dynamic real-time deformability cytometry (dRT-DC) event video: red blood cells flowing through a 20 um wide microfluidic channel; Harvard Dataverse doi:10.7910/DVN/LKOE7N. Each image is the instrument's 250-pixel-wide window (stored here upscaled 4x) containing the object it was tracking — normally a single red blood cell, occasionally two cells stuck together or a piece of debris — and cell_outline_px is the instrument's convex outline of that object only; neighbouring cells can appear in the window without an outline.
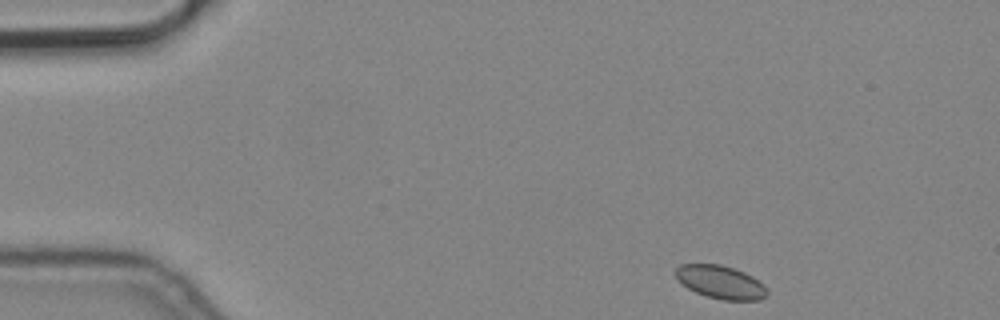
{"species": "common noctule bat (a hibernating species)", "species_latin": "Nyctalus noctula", "temperature_condition": "cold", "stored_images_in_passage": 5, "camera_frame_rate_fps": 3000, "um_per_image_px": 0.085, "animal": {"sex": "male", "body_mass_g": 19.2, "forearm_length_mm": 51.8}, "frame": {"image": 1, "passage_image": 1, "time_ms": 0.0, "image_size_px": [1000, 320], "cell_outline_px": [[768, 292], [760, 300], [724, 300], [708, 296], [696, 292], [688, 288], [676, 276], [676, 268], [680, 264], [720, 264], [744, 272], [752, 276], [764, 284]], "centroid_in_image_um": [61.27, 23.97], "position_along_channel_um": 23.7, "area_um2": 17.4}}
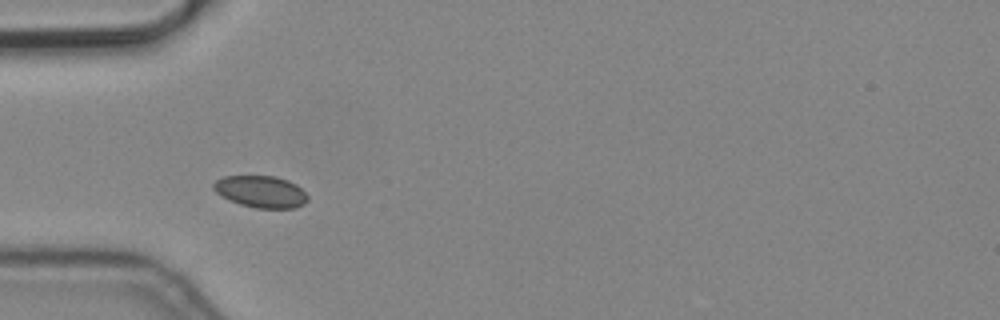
{"frame": {"image": 2, "passage_image": 4, "time_ms": 1.0, "image_size_px": [1000, 320], "cell_outline_px": [[308, 200], [304, 204], [296, 208], [256, 208], [240, 204], [216, 192], [212, 188], [212, 184], [216, 180], [224, 176], [276, 176], [288, 180], [296, 184], [308, 196]], "centroid_in_image_um": [22.2, 16.28], "position_along_channel_um": 62.8, "area_um2": 17.4}}
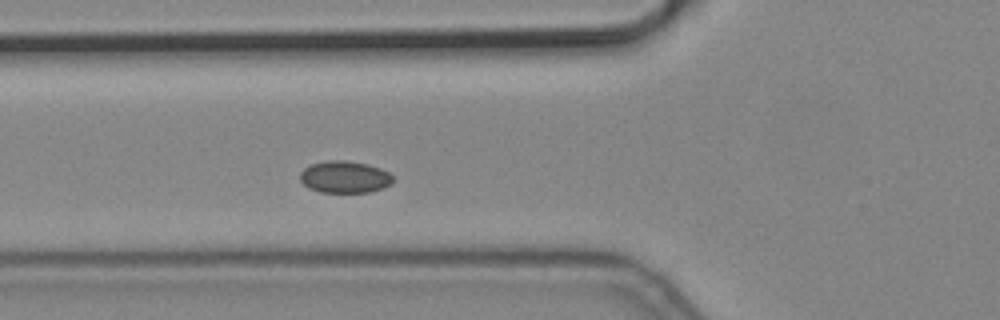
{"frame": {"image": 3, "passage_image": 5, "time_ms": 1.333, "image_size_px": [1000, 320], "cell_outline_px": [[392, 184], [384, 188], [368, 192], [320, 192], [308, 188], [300, 180], [300, 172], [304, 168], [312, 164], [328, 160], [344, 160], [368, 164], [380, 168], [388, 172], [392, 176]], "centroid_in_image_um": [29.29, 15.04], "position_along_channel_um": 96.5, "area_um2": 17.34}}